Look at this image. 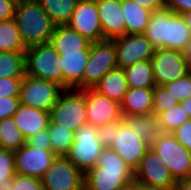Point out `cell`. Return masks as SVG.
Wrapping results in <instances>:
<instances>
[{
    "instance_id": "cell-1",
    "label": "cell",
    "mask_w": 191,
    "mask_h": 190,
    "mask_svg": "<svg viewBox=\"0 0 191 190\" xmlns=\"http://www.w3.org/2000/svg\"><path fill=\"white\" fill-rule=\"evenodd\" d=\"M134 180V170L113 149L103 148L97 165L84 173V190H118Z\"/></svg>"
},
{
    "instance_id": "cell-2",
    "label": "cell",
    "mask_w": 191,
    "mask_h": 190,
    "mask_svg": "<svg viewBox=\"0 0 191 190\" xmlns=\"http://www.w3.org/2000/svg\"><path fill=\"white\" fill-rule=\"evenodd\" d=\"M14 19L26 48L48 43L56 26L37 0H18Z\"/></svg>"
},
{
    "instance_id": "cell-3",
    "label": "cell",
    "mask_w": 191,
    "mask_h": 190,
    "mask_svg": "<svg viewBox=\"0 0 191 190\" xmlns=\"http://www.w3.org/2000/svg\"><path fill=\"white\" fill-rule=\"evenodd\" d=\"M50 120L73 132L88 124L85 94L82 89H63L50 112Z\"/></svg>"
},
{
    "instance_id": "cell-4",
    "label": "cell",
    "mask_w": 191,
    "mask_h": 190,
    "mask_svg": "<svg viewBox=\"0 0 191 190\" xmlns=\"http://www.w3.org/2000/svg\"><path fill=\"white\" fill-rule=\"evenodd\" d=\"M58 63V53L50 42L25 50V74L55 82L63 88V74Z\"/></svg>"
},
{
    "instance_id": "cell-5",
    "label": "cell",
    "mask_w": 191,
    "mask_h": 190,
    "mask_svg": "<svg viewBox=\"0 0 191 190\" xmlns=\"http://www.w3.org/2000/svg\"><path fill=\"white\" fill-rule=\"evenodd\" d=\"M103 148L97 127L86 124L74 133V142L65 157L85 173L97 165Z\"/></svg>"
},
{
    "instance_id": "cell-6",
    "label": "cell",
    "mask_w": 191,
    "mask_h": 190,
    "mask_svg": "<svg viewBox=\"0 0 191 190\" xmlns=\"http://www.w3.org/2000/svg\"><path fill=\"white\" fill-rule=\"evenodd\" d=\"M149 148L159 155L175 182L191 179V151L184 148L172 133Z\"/></svg>"
},
{
    "instance_id": "cell-7",
    "label": "cell",
    "mask_w": 191,
    "mask_h": 190,
    "mask_svg": "<svg viewBox=\"0 0 191 190\" xmlns=\"http://www.w3.org/2000/svg\"><path fill=\"white\" fill-rule=\"evenodd\" d=\"M62 90L55 82L25 74L20 86V104L51 112Z\"/></svg>"
},
{
    "instance_id": "cell-8",
    "label": "cell",
    "mask_w": 191,
    "mask_h": 190,
    "mask_svg": "<svg viewBox=\"0 0 191 190\" xmlns=\"http://www.w3.org/2000/svg\"><path fill=\"white\" fill-rule=\"evenodd\" d=\"M118 68L116 46L112 40L92 42L83 73V89L93 88L109 71Z\"/></svg>"
},
{
    "instance_id": "cell-9",
    "label": "cell",
    "mask_w": 191,
    "mask_h": 190,
    "mask_svg": "<svg viewBox=\"0 0 191 190\" xmlns=\"http://www.w3.org/2000/svg\"><path fill=\"white\" fill-rule=\"evenodd\" d=\"M41 181L43 190H84V173L65 156H56Z\"/></svg>"
},
{
    "instance_id": "cell-10",
    "label": "cell",
    "mask_w": 191,
    "mask_h": 190,
    "mask_svg": "<svg viewBox=\"0 0 191 190\" xmlns=\"http://www.w3.org/2000/svg\"><path fill=\"white\" fill-rule=\"evenodd\" d=\"M134 179L148 188L174 190L176 185L168 167L151 148L145 152L138 167L134 170Z\"/></svg>"
},
{
    "instance_id": "cell-11",
    "label": "cell",
    "mask_w": 191,
    "mask_h": 190,
    "mask_svg": "<svg viewBox=\"0 0 191 190\" xmlns=\"http://www.w3.org/2000/svg\"><path fill=\"white\" fill-rule=\"evenodd\" d=\"M151 62L156 85L163 86L189 72L185 52L167 48L155 49Z\"/></svg>"
},
{
    "instance_id": "cell-12",
    "label": "cell",
    "mask_w": 191,
    "mask_h": 190,
    "mask_svg": "<svg viewBox=\"0 0 191 190\" xmlns=\"http://www.w3.org/2000/svg\"><path fill=\"white\" fill-rule=\"evenodd\" d=\"M112 41L116 46L117 66L121 69L149 60L155 53V48L144 34H125Z\"/></svg>"
},
{
    "instance_id": "cell-13",
    "label": "cell",
    "mask_w": 191,
    "mask_h": 190,
    "mask_svg": "<svg viewBox=\"0 0 191 190\" xmlns=\"http://www.w3.org/2000/svg\"><path fill=\"white\" fill-rule=\"evenodd\" d=\"M82 90L85 94L88 124L98 127L123 120L119 102L109 99L93 88Z\"/></svg>"
},
{
    "instance_id": "cell-14",
    "label": "cell",
    "mask_w": 191,
    "mask_h": 190,
    "mask_svg": "<svg viewBox=\"0 0 191 190\" xmlns=\"http://www.w3.org/2000/svg\"><path fill=\"white\" fill-rule=\"evenodd\" d=\"M15 172L41 178L56 158L51 150H42L27 143L13 151Z\"/></svg>"
},
{
    "instance_id": "cell-15",
    "label": "cell",
    "mask_w": 191,
    "mask_h": 190,
    "mask_svg": "<svg viewBox=\"0 0 191 190\" xmlns=\"http://www.w3.org/2000/svg\"><path fill=\"white\" fill-rule=\"evenodd\" d=\"M67 25L91 42L103 40L96 0H79Z\"/></svg>"
},
{
    "instance_id": "cell-16",
    "label": "cell",
    "mask_w": 191,
    "mask_h": 190,
    "mask_svg": "<svg viewBox=\"0 0 191 190\" xmlns=\"http://www.w3.org/2000/svg\"><path fill=\"white\" fill-rule=\"evenodd\" d=\"M115 140L109 147L135 170L149 146L122 120L119 121V131L114 136Z\"/></svg>"
},
{
    "instance_id": "cell-17",
    "label": "cell",
    "mask_w": 191,
    "mask_h": 190,
    "mask_svg": "<svg viewBox=\"0 0 191 190\" xmlns=\"http://www.w3.org/2000/svg\"><path fill=\"white\" fill-rule=\"evenodd\" d=\"M103 31V40H112L126 34L122 0H96Z\"/></svg>"
},
{
    "instance_id": "cell-18",
    "label": "cell",
    "mask_w": 191,
    "mask_h": 190,
    "mask_svg": "<svg viewBox=\"0 0 191 190\" xmlns=\"http://www.w3.org/2000/svg\"><path fill=\"white\" fill-rule=\"evenodd\" d=\"M89 51L63 53L58 55V65L63 74V89H83V73L89 58Z\"/></svg>"
},
{
    "instance_id": "cell-19",
    "label": "cell",
    "mask_w": 191,
    "mask_h": 190,
    "mask_svg": "<svg viewBox=\"0 0 191 190\" xmlns=\"http://www.w3.org/2000/svg\"><path fill=\"white\" fill-rule=\"evenodd\" d=\"M123 121L149 147L169 134L166 127L153 114L123 116Z\"/></svg>"
},
{
    "instance_id": "cell-20",
    "label": "cell",
    "mask_w": 191,
    "mask_h": 190,
    "mask_svg": "<svg viewBox=\"0 0 191 190\" xmlns=\"http://www.w3.org/2000/svg\"><path fill=\"white\" fill-rule=\"evenodd\" d=\"M49 42L58 55L90 50L92 43L88 38L80 35L68 25H56Z\"/></svg>"
},
{
    "instance_id": "cell-21",
    "label": "cell",
    "mask_w": 191,
    "mask_h": 190,
    "mask_svg": "<svg viewBox=\"0 0 191 190\" xmlns=\"http://www.w3.org/2000/svg\"><path fill=\"white\" fill-rule=\"evenodd\" d=\"M14 122L27 140L40 130L47 129L50 122V112L19 105L13 115Z\"/></svg>"
},
{
    "instance_id": "cell-22",
    "label": "cell",
    "mask_w": 191,
    "mask_h": 190,
    "mask_svg": "<svg viewBox=\"0 0 191 190\" xmlns=\"http://www.w3.org/2000/svg\"><path fill=\"white\" fill-rule=\"evenodd\" d=\"M191 40V32L182 14L167 9L165 48L184 52Z\"/></svg>"
},
{
    "instance_id": "cell-23",
    "label": "cell",
    "mask_w": 191,
    "mask_h": 190,
    "mask_svg": "<svg viewBox=\"0 0 191 190\" xmlns=\"http://www.w3.org/2000/svg\"><path fill=\"white\" fill-rule=\"evenodd\" d=\"M153 88H128L120 103L123 116L152 114Z\"/></svg>"
},
{
    "instance_id": "cell-24",
    "label": "cell",
    "mask_w": 191,
    "mask_h": 190,
    "mask_svg": "<svg viewBox=\"0 0 191 190\" xmlns=\"http://www.w3.org/2000/svg\"><path fill=\"white\" fill-rule=\"evenodd\" d=\"M93 89L121 103L128 89L124 69L116 68L107 72Z\"/></svg>"
},
{
    "instance_id": "cell-25",
    "label": "cell",
    "mask_w": 191,
    "mask_h": 190,
    "mask_svg": "<svg viewBox=\"0 0 191 190\" xmlns=\"http://www.w3.org/2000/svg\"><path fill=\"white\" fill-rule=\"evenodd\" d=\"M126 34H144L149 23L151 11L130 0H122Z\"/></svg>"
},
{
    "instance_id": "cell-26",
    "label": "cell",
    "mask_w": 191,
    "mask_h": 190,
    "mask_svg": "<svg viewBox=\"0 0 191 190\" xmlns=\"http://www.w3.org/2000/svg\"><path fill=\"white\" fill-rule=\"evenodd\" d=\"M128 88H154L156 86L151 59L124 69Z\"/></svg>"
},
{
    "instance_id": "cell-27",
    "label": "cell",
    "mask_w": 191,
    "mask_h": 190,
    "mask_svg": "<svg viewBox=\"0 0 191 190\" xmlns=\"http://www.w3.org/2000/svg\"><path fill=\"white\" fill-rule=\"evenodd\" d=\"M55 25H67L79 0H37Z\"/></svg>"
},
{
    "instance_id": "cell-28",
    "label": "cell",
    "mask_w": 191,
    "mask_h": 190,
    "mask_svg": "<svg viewBox=\"0 0 191 190\" xmlns=\"http://www.w3.org/2000/svg\"><path fill=\"white\" fill-rule=\"evenodd\" d=\"M167 31V8L153 11L144 35L155 49L165 48Z\"/></svg>"
},
{
    "instance_id": "cell-29",
    "label": "cell",
    "mask_w": 191,
    "mask_h": 190,
    "mask_svg": "<svg viewBox=\"0 0 191 190\" xmlns=\"http://www.w3.org/2000/svg\"><path fill=\"white\" fill-rule=\"evenodd\" d=\"M20 32L14 18L0 22V52H25Z\"/></svg>"
},
{
    "instance_id": "cell-30",
    "label": "cell",
    "mask_w": 191,
    "mask_h": 190,
    "mask_svg": "<svg viewBox=\"0 0 191 190\" xmlns=\"http://www.w3.org/2000/svg\"><path fill=\"white\" fill-rule=\"evenodd\" d=\"M47 129L53 154L55 156H66L74 142L75 132L54 124L51 120Z\"/></svg>"
},
{
    "instance_id": "cell-31",
    "label": "cell",
    "mask_w": 191,
    "mask_h": 190,
    "mask_svg": "<svg viewBox=\"0 0 191 190\" xmlns=\"http://www.w3.org/2000/svg\"><path fill=\"white\" fill-rule=\"evenodd\" d=\"M25 76V52H0V78Z\"/></svg>"
},
{
    "instance_id": "cell-32",
    "label": "cell",
    "mask_w": 191,
    "mask_h": 190,
    "mask_svg": "<svg viewBox=\"0 0 191 190\" xmlns=\"http://www.w3.org/2000/svg\"><path fill=\"white\" fill-rule=\"evenodd\" d=\"M26 144V139L13 117L0 121V149L15 151Z\"/></svg>"
},
{
    "instance_id": "cell-33",
    "label": "cell",
    "mask_w": 191,
    "mask_h": 190,
    "mask_svg": "<svg viewBox=\"0 0 191 190\" xmlns=\"http://www.w3.org/2000/svg\"><path fill=\"white\" fill-rule=\"evenodd\" d=\"M157 119L166 127L169 133L179 128L182 124L190 119L185 109L178 103L175 107L160 113Z\"/></svg>"
},
{
    "instance_id": "cell-34",
    "label": "cell",
    "mask_w": 191,
    "mask_h": 190,
    "mask_svg": "<svg viewBox=\"0 0 191 190\" xmlns=\"http://www.w3.org/2000/svg\"><path fill=\"white\" fill-rule=\"evenodd\" d=\"M178 103L180 102L164 86L156 85L153 88L152 114L155 117Z\"/></svg>"
},
{
    "instance_id": "cell-35",
    "label": "cell",
    "mask_w": 191,
    "mask_h": 190,
    "mask_svg": "<svg viewBox=\"0 0 191 190\" xmlns=\"http://www.w3.org/2000/svg\"><path fill=\"white\" fill-rule=\"evenodd\" d=\"M178 102L191 97V71L179 79L163 85Z\"/></svg>"
},
{
    "instance_id": "cell-36",
    "label": "cell",
    "mask_w": 191,
    "mask_h": 190,
    "mask_svg": "<svg viewBox=\"0 0 191 190\" xmlns=\"http://www.w3.org/2000/svg\"><path fill=\"white\" fill-rule=\"evenodd\" d=\"M15 174L13 151L0 149V186L9 184Z\"/></svg>"
},
{
    "instance_id": "cell-37",
    "label": "cell",
    "mask_w": 191,
    "mask_h": 190,
    "mask_svg": "<svg viewBox=\"0 0 191 190\" xmlns=\"http://www.w3.org/2000/svg\"><path fill=\"white\" fill-rule=\"evenodd\" d=\"M11 190H43L41 178L15 174L9 182Z\"/></svg>"
},
{
    "instance_id": "cell-38",
    "label": "cell",
    "mask_w": 191,
    "mask_h": 190,
    "mask_svg": "<svg viewBox=\"0 0 191 190\" xmlns=\"http://www.w3.org/2000/svg\"><path fill=\"white\" fill-rule=\"evenodd\" d=\"M23 78H0V97H20Z\"/></svg>"
},
{
    "instance_id": "cell-39",
    "label": "cell",
    "mask_w": 191,
    "mask_h": 190,
    "mask_svg": "<svg viewBox=\"0 0 191 190\" xmlns=\"http://www.w3.org/2000/svg\"><path fill=\"white\" fill-rule=\"evenodd\" d=\"M119 131V122L97 127L98 137L104 148L110 147L115 140L114 136Z\"/></svg>"
},
{
    "instance_id": "cell-40",
    "label": "cell",
    "mask_w": 191,
    "mask_h": 190,
    "mask_svg": "<svg viewBox=\"0 0 191 190\" xmlns=\"http://www.w3.org/2000/svg\"><path fill=\"white\" fill-rule=\"evenodd\" d=\"M20 105L19 97H0V121L13 117Z\"/></svg>"
},
{
    "instance_id": "cell-41",
    "label": "cell",
    "mask_w": 191,
    "mask_h": 190,
    "mask_svg": "<svg viewBox=\"0 0 191 190\" xmlns=\"http://www.w3.org/2000/svg\"><path fill=\"white\" fill-rule=\"evenodd\" d=\"M172 134L184 148L191 151V118L174 130Z\"/></svg>"
},
{
    "instance_id": "cell-42",
    "label": "cell",
    "mask_w": 191,
    "mask_h": 190,
    "mask_svg": "<svg viewBox=\"0 0 191 190\" xmlns=\"http://www.w3.org/2000/svg\"><path fill=\"white\" fill-rule=\"evenodd\" d=\"M26 143L34 148H39L42 150H51L48 129L40 130L35 135L29 137L26 140Z\"/></svg>"
},
{
    "instance_id": "cell-43",
    "label": "cell",
    "mask_w": 191,
    "mask_h": 190,
    "mask_svg": "<svg viewBox=\"0 0 191 190\" xmlns=\"http://www.w3.org/2000/svg\"><path fill=\"white\" fill-rule=\"evenodd\" d=\"M165 8L176 14L191 12V0H164Z\"/></svg>"
},
{
    "instance_id": "cell-44",
    "label": "cell",
    "mask_w": 191,
    "mask_h": 190,
    "mask_svg": "<svg viewBox=\"0 0 191 190\" xmlns=\"http://www.w3.org/2000/svg\"><path fill=\"white\" fill-rule=\"evenodd\" d=\"M18 0H0V22L14 18Z\"/></svg>"
},
{
    "instance_id": "cell-45",
    "label": "cell",
    "mask_w": 191,
    "mask_h": 190,
    "mask_svg": "<svg viewBox=\"0 0 191 190\" xmlns=\"http://www.w3.org/2000/svg\"><path fill=\"white\" fill-rule=\"evenodd\" d=\"M136 3L137 5L153 12L160 10L165 7L164 0H130Z\"/></svg>"
},
{
    "instance_id": "cell-46",
    "label": "cell",
    "mask_w": 191,
    "mask_h": 190,
    "mask_svg": "<svg viewBox=\"0 0 191 190\" xmlns=\"http://www.w3.org/2000/svg\"><path fill=\"white\" fill-rule=\"evenodd\" d=\"M174 190H191V179L176 182Z\"/></svg>"
},
{
    "instance_id": "cell-47",
    "label": "cell",
    "mask_w": 191,
    "mask_h": 190,
    "mask_svg": "<svg viewBox=\"0 0 191 190\" xmlns=\"http://www.w3.org/2000/svg\"><path fill=\"white\" fill-rule=\"evenodd\" d=\"M141 184L135 179L127 183L126 185L120 187L118 190H140Z\"/></svg>"
},
{
    "instance_id": "cell-48",
    "label": "cell",
    "mask_w": 191,
    "mask_h": 190,
    "mask_svg": "<svg viewBox=\"0 0 191 190\" xmlns=\"http://www.w3.org/2000/svg\"><path fill=\"white\" fill-rule=\"evenodd\" d=\"M180 104L191 118V97H188L185 100L181 101Z\"/></svg>"
},
{
    "instance_id": "cell-49",
    "label": "cell",
    "mask_w": 191,
    "mask_h": 190,
    "mask_svg": "<svg viewBox=\"0 0 191 190\" xmlns=\"http://www.w3.org/2000/svg\"><path fill=\"white\" fill-rule=\"evenodd\" d=\"M184 52H185V56L187 58L189 71H191V40L188 43V46Z\"/></svg>"
},
{
    "instance_id": "cell-50",
    "label": "cell",
    "mask_w": 191,
    "mask_h": 190,
    "mask_svg": "<svg viewBox=\"0 0 191 190\" xmlns=\"http://www.w3.org/2000/svg\"><path fill=\"white\" fill-rule=\"evenodd\" d=\"M182 16L184 17L185 22H186V24L189 27L190 32H191V12L183 13Z\"/></svg>"
},
{
    "instance_id": "cell-51",
    "label": "cell",
    "mask_w": 191,
    "mask_h": 190,
    "mask_svg": "<svg viewBox=\"0 0 191 190\" xmlns=\"http://www.w3.org/2000/svg\"><path fill=\"white\" fill-rule=\"evenodd\" d=\"M140 190H165V189H160V188H148V187H145V186H142L141 185V189Z\"/></svg>"
},
{
    "instance_id": "cell-52",
    "label": "cell",
    "mask_w": 191,
    "mask_h": 190,
    "mask_svg": "<svg viewBox=\"0 0 191 190\" xmlns=\"http://www.w3.org/2000/svg\"><path fill=\"white\" fill-rule=\"evenodd\" d=\"M0 190H11L9 184L0 186Z\"/></svg>"
}]
</instances>
